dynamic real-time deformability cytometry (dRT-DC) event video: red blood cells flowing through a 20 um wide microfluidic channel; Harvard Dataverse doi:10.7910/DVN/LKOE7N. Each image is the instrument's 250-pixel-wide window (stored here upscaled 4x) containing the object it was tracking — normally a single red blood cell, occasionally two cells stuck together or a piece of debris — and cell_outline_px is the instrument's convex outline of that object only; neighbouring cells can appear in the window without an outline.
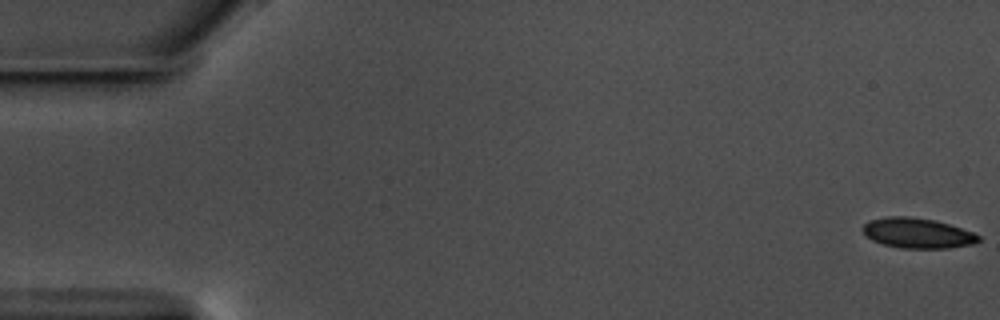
{"species": "common noctule bat (a hibernating species)", "species_latin": "Nyctalus noctula", "temperature_condition": "warm", "stored_images_in_passage": 14, "camera_frame_rate_fps": 3000, "um_per_image_px": 0.085, "animal": {"sex": "male", "body_mass_g": 17.5, "forearm_length_mm": 52.3}, "frame": {"image": 1, "passage_image": 1, "time_ms": 0.0, "image_size_px": [1000, 320], "cell_outline_px": [[980, 240], [972, 244], [948, 248], [900, 248], [884, 244], [872, 240], [860, 228], [868, 220], [888, 216], [908, 216], [936, 220], [972, 232], [980, 236]], "centroid_in_image_um": [77.95, 19.8], "position_along_channel_um": 7.0, "area_um2": 20.29}}